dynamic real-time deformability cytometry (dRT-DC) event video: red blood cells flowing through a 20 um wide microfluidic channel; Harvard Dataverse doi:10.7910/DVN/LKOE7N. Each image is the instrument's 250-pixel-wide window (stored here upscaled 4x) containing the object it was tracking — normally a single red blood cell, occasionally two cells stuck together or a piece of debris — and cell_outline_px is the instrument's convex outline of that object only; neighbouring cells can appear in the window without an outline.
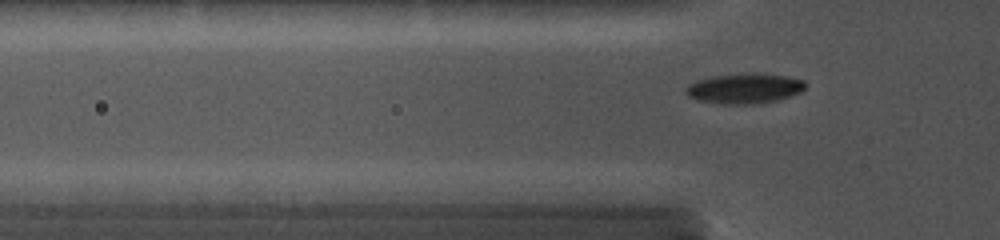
{"species": "common noctule bat (a hibernating species)", "species_latin": "Nyctalus noctula", "temperature_condition": "cold", "stored_images_in_passage": 49, "camera_frame_rate_fps": 5000, "um_per_image_px": 0.085, "animal": {"sex": "female", "body_mass_g": 19.0, "forearm_length_mm": 56.7}, "frame": {"image": 1, "passage_image": 2, "time_ms": 0.2, "image_size_px": [1000, 240], "cell_outline_px": [[804, 88], [800, 92], [768, 100], [700, 100], [692, 96], [684, 88], [688, 84], [696, 80], [708, 76], [752, 72], [788, 76], [804, 80]], "centroid_in_image_um": [63.28, 7.38], "position_along_channel_um": 62.5, "area_um2": 19.13}}
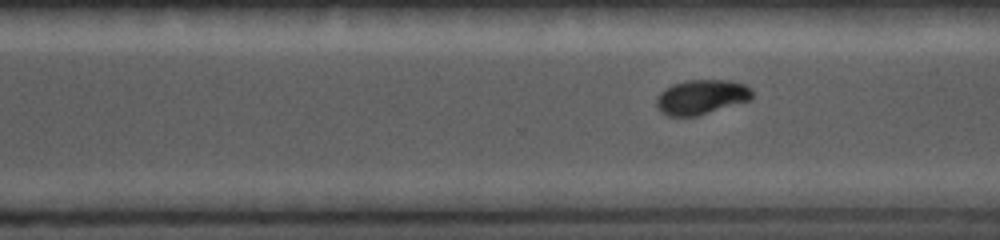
{"frame": {"image": 2, "passage_image": 29, "time_ms": 6.4, "image_size_px": [1000, 240], "cell_outline_px": [[752, 100], [696, 116], [668, 116], [660, 112], [656, 108], [656, 100], [660, 92], [664, 88], [672, 84], [684, 80], [732, 80], [744, 84], [752, 88]], "centroid_in_image_um": [59.61, 8.24], "position_along_channel_um": 311.0, "area_um2": 19.65}}
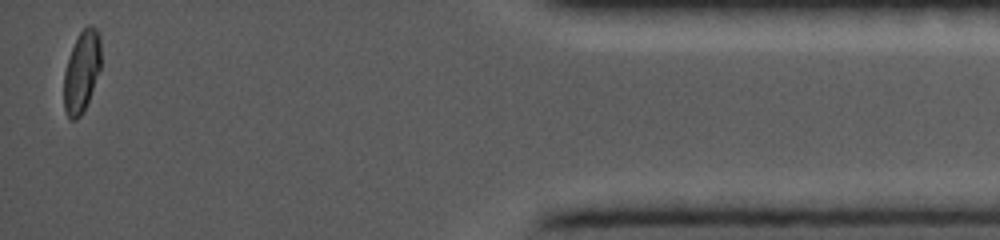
{"frame": {"image": 3, "passage_image": 48, "time_ms": 10.6, "image_size_px": [1000, 240], "cell_outline_px": [[100, 68], [84, 112], [76, 120], [68, 120], [64, 112], [64, 72], [72, 48], [80, 32], [88, 24], [96, 28], [100, 40]], "centroid_in_image_um": [6.92, 6.14], "position_along_channel_um": 428.3, "area_um2": 17.51}}